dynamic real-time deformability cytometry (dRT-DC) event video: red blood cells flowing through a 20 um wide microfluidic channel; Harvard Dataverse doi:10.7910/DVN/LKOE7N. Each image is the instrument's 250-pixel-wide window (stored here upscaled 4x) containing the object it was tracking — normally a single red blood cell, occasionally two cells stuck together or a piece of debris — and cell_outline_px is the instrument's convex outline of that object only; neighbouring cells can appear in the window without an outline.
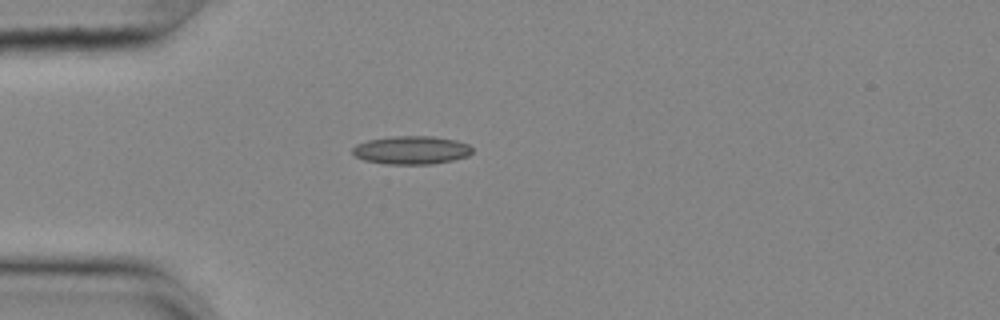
{"species": "common noctule bat (a hibernating species)", "species_latin": "Nyctalus noctula", "temperature_condition": "cold", "stored_images_in_passage": 41, "camera_frame_rate_fps": 3000, "um_per_image_px": 0.085, "animal": {"sex": "female", "body_mass_g": 25.1}, "frame": {"image": 1, "passage_image": 1, "time_ms": 0.0, "image_size_px": [1000, 320], "cell_outline_px": [[472, 152], [468, 156], [452, 160], [432, 164], [384, 164], [364, 160], [356, 156], [352, 152], [352, 148], [356, 144], [368, 140], [392, 136], [432, 136], [456, 140], [468, 144], [472, 148]], "centroid_in_image_um": [34.96, 12.76], "position_along_channel_um": 50.0, "area_um2": 19.77}}
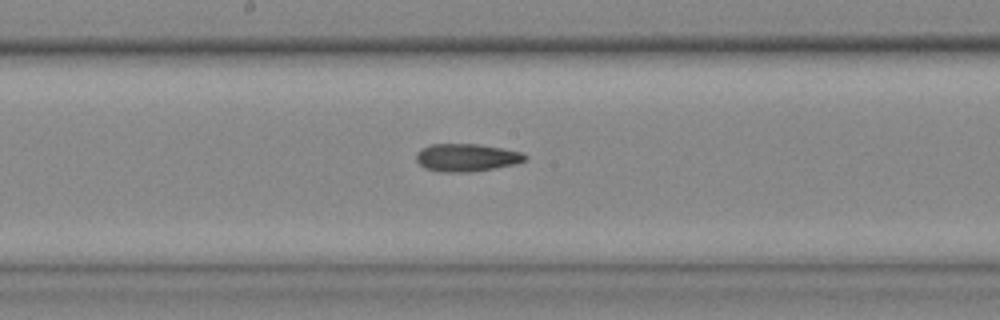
{"frame": {"image": 2, "passage_image": 15, "time_ms": 4.667, "image_size_px": [1000, 320], "cell_outline_px": [[528, 156], [524, 160], [516, 164], [468, 172], [440, 172], [424, 168], [416, 160], [416, 152], [432, 144], [476, 144], [500, 148], [520, 152]], "centroid_in_image_um": [39.62, 13.4], "position_along_channel_um": 208.6, "area_um2": 17.34}}
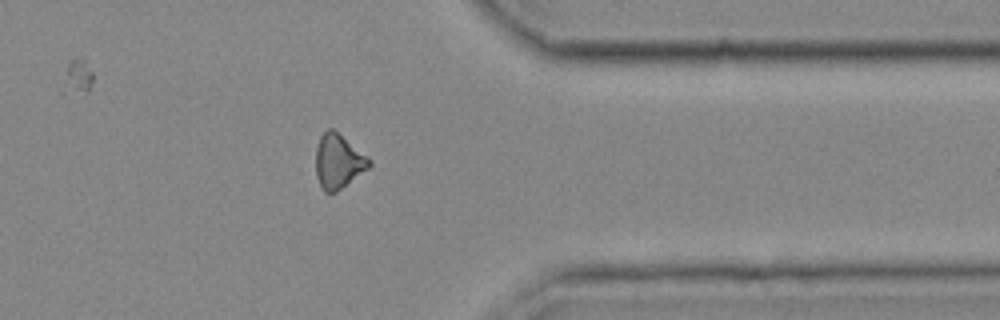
{"frame": {"image": 3, "passage_image": 30, "time_ms": 9.667, "image_size_px": [1000, 320], "cell_outline_px": [[372, 164], [368, 168], [336, 192], [324, 192], [316, 176], [316, 148], [320, 136], [328, 128], [332, 128], [368, 156], [372, 160]], "centroid_in_image_um": [28.76, 13.71], "position_along_channel_um": 382.6, "area_um2": 16.76}, "authors_computed_cell_mechanics": {"area_um2": 17.34, "velocity_mm_per_s": 3.6631, "shape_relaxation_time_tau1_ms": null, "shape_relaxation_time_tau2_ms": 10.4855, "deformation_change_tau1": null, "deformation_change_tau2": 0.1978}}